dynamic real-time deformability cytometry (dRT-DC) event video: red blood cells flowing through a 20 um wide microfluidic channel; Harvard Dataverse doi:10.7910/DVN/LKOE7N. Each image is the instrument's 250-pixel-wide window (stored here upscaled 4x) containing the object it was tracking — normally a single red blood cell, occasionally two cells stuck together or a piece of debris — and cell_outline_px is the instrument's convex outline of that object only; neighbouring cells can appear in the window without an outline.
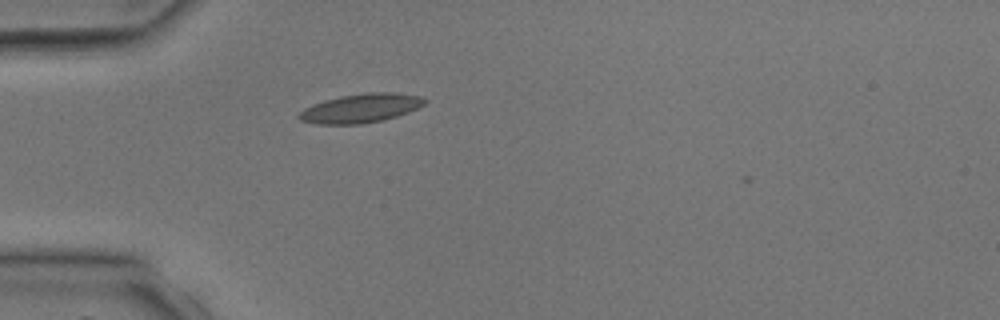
{"species": "common noctule bat (a hibernating species)", "species_latin": "Nyctalus noctula", "temperature_condition": "room temperature", "stored_images_in_passage": 2, "camera_frame_rate_fps": 3000, "um_per_image_px": 0.085, "animal": {"sex": "male", "body_mass_g": 17.9, "forearm_length_mm": 54.2}, "frame": {"image": 1, "passage_image": 1, "time_ms": 0.0, "image_size_px": [1000, 320], "cell_outline_px": [[428, 100], [424, 104], [408, 112], [396, 116], [380, 120], [360, 124], [316, 124], [300, 120], [296, 116], [304, 108], [312, 104], [324, 100], [340, 96], [368, 92], [396, 92], [420, 96]], "centroid_in_image_um": [30.64, 9.19], "position_along_channel_um": 54.4, "area_um2": 21.15}}